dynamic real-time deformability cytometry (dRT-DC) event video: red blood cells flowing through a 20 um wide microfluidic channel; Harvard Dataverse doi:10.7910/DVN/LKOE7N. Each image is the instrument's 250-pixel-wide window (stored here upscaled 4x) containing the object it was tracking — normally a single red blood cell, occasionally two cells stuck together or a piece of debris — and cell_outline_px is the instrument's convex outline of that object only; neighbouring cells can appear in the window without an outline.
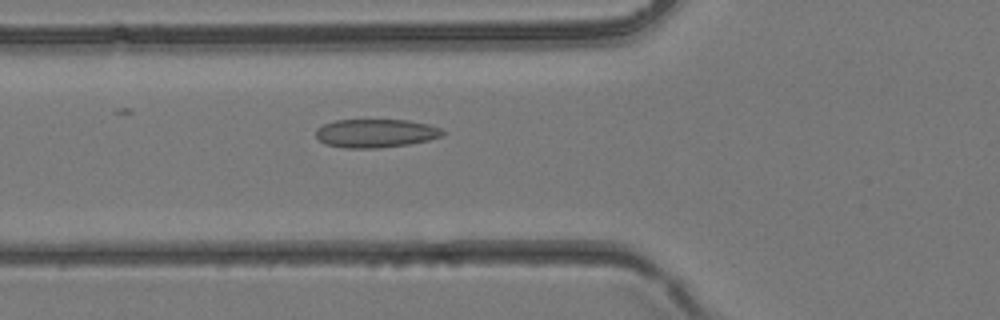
{"species": "common noctule bat (a hibernating species)", "species_latin": "Nyctalus noctula", "temperature_condition": "room temperature", "stored_images_in_passage": 38, "camera_frame_rate_fps": 3000, "um_per_image_px": 0.085, "animal": {"sex": "female", "body_mass_g": 24.6, "forearm_length_mm": 56.2}, "frame": {"image": 1, "passage_image": 14, "time_ms": 4.333, "image_size_px": [1000, 320], "cell_outline_px": [[444, 136], [428, 140], [408, 144], [380, 148], [344, 148], [324, 144], [316, 136], [316, 128], [324, 124], [336, 120], [408, 120], [428, 124], [440, 128], [444, 132]], "centroid_in_image_um": [31.93, 11.33], "position_along_channel_um": 93.9, "area_um2": 21.1}}
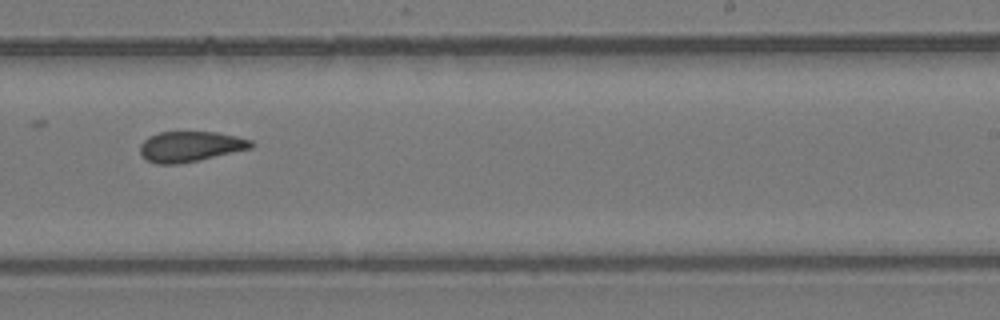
{"frame": {"image": 2, "passage_image": 24, "time_ms": 7.667, "image_size_px": [1000, 320], "cell_outline_px": [[256, 144], [252, 148], [200, 160], [180, 164], [156, 164], [148, 160], [140, 152], [140, 144], [148, 136], [160, 132], [216, 132], [236, 136], [252, 140]], "centroid_in_image_um": [16.2, 12.45], "position_along_channel_um": 272.8, "area_um2": 19.77}}
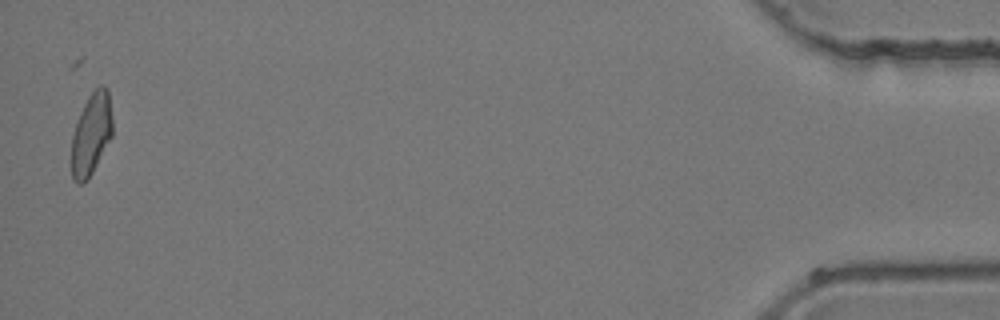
{"frame": {"image": 3, "passage_image": 38, "time_ms": 12.333, "image_size_px": [1000, 320], "cell_outline_px": [[112, 136], [92, 172], [84, 184], [76, 184], [72, 180], [72, 136], [80, 112], [88, 96], [100, 84], [104, 84], [108, 88], [112, 116]], "centroid_in_image_um": [7.76, 11.38], "position_along_channel_um": 427.4, "area_um2": 19.59}}